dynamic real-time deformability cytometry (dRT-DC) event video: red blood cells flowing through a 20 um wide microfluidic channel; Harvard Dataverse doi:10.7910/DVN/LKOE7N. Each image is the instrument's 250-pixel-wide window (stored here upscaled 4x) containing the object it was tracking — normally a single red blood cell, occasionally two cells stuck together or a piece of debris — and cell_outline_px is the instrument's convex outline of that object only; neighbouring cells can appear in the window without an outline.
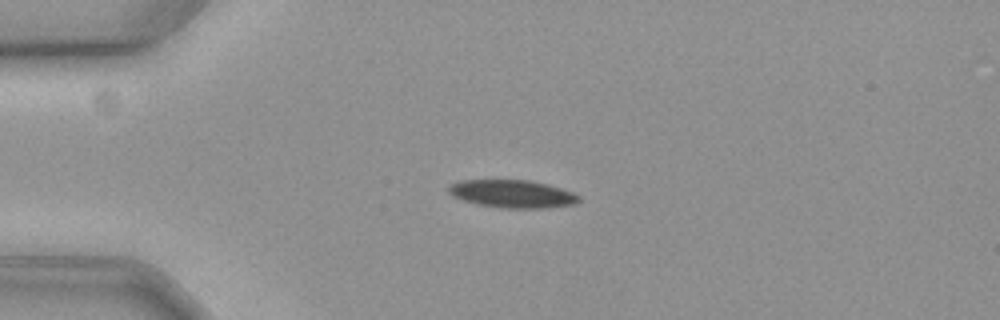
{"species": "common noctule bat (a hibernating species)", "species_latin": "Nyctalus noctula", "temperature_condition": "cold", "stored_images_in_passage": 58, "camera_frame_rate_fps": 3000, "um_per_image_px": 0.085, "animal": {"sex": "female", "body_mass_g": 19.3, "forearm_length_mm": 54.1}, "frame": {"image": 1, "passage_image": 14, "time_ms": 4.333, "image_size_px": [1000, 320], "cell_outline_px": [[580, 200], [572, 204], [544, 208], [504, 208], [476, 204], [452, 196], [448, 192], [448, 188], [452, 184], [464, 180], [528, 180], [560, 188], [572, 192], [580, 196]], "centroid_in_image_um": [43.53, 16.48], "position_along_channel_um": 41.5, "area_um2": 20.81}}
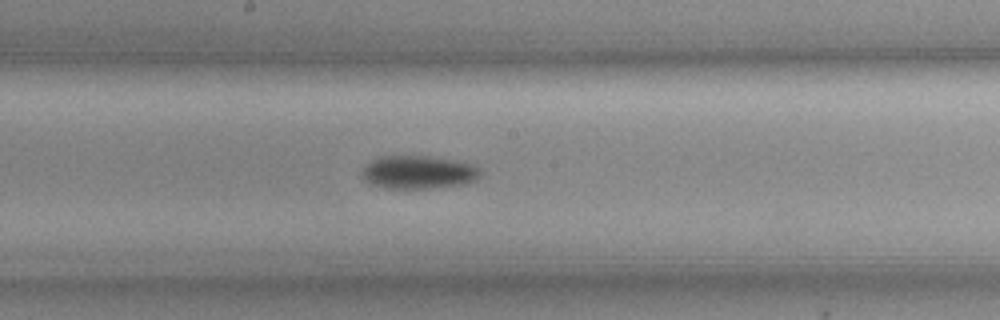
{"frame": {"image": 2, "passage_image": 31, "time_ms": 10.0, "image_size_px": [1000, 320], "cell_outline_px": [[480, 176], [476, 180], [464, 184], [428, 188], [384, 188], [368, 184], [360, 176], [360, 172], [376, 156], [424, 156], [448, 160], [468, 164], [480, 168]], "centroid_in_image_um": [35.47, 14.65], "position_along_channel_um": 212.7, "area_um2": 22.72}}
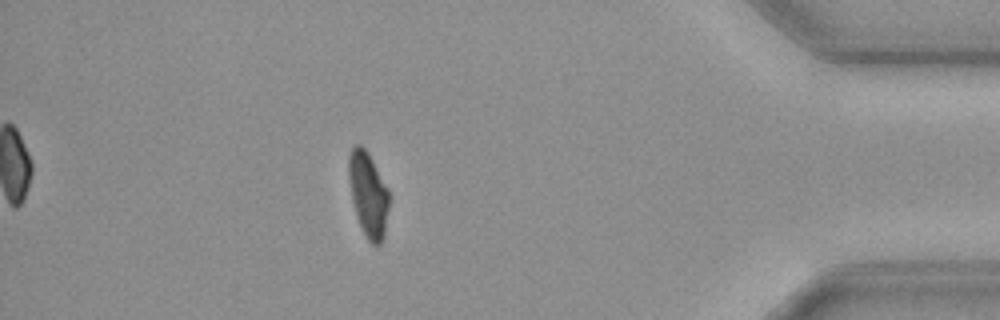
{"frame": {"image": 3, "passage_image": 51, "time_ms": 16.667, "image_size_px": [1000, 320], "cell_outline_px": [[388, 208], [384, 236], [380, 244], [372, 244], [368, 240], [356, 216], [352, 200], [348, 176], [348, 156], [352, 148], [356, 144], [360, 144], [368, 152], [388, 188]], "centroid_in_image_um": [31.28, 16.49], "position_along_channel_um": 403.9, "area_um2": 19.77}, "authors_computed_cell_mechanics": {"area_um2": 21.3282, "velocity_mm_per_s": 3.5509, "shape_relaxation_time_tau1_ms": 4.9743, "shape_relaxation_time_tau2_ms": null, "deformation_change_tau1": 0.1286, "deformation_change_tau2": null}}